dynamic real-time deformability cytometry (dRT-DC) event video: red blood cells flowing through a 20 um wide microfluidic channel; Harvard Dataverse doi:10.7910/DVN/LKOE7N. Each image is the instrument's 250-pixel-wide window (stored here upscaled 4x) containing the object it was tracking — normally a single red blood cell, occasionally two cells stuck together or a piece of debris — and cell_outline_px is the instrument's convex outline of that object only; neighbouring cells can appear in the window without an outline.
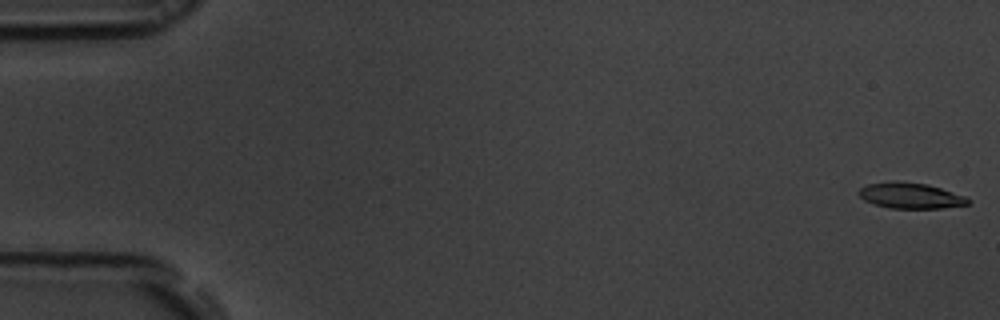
{"species": "common noctule bat (a hibernating species)", "species_latin": "Nyctalus noctula", "temperature_condition": "room temperature", "stored_images_in_passage": 52, "camera_frame_rate_fps": 3000, "um_per_image_px": 0.085, "animal": {"sex": "male", "body_mass_g": 19.5, "forearm_length_mm": 54.6}, "frame": {"image": 1, "passage_image": 1, "time_ms": 0.0, "image_size_px": [1000, 320], "cell_outline_px": [[972, 204], [944, 208], [888, 208], [864, 200], [856, 192], [860, 188], [868, 184], [892, 180], [900, 180], [928, 184], [964, 196], [972, 200]], "centroid_in_image_um": [77.4, 16.62], "position_along_channel_um": 7.6, "area_um2": 16.65}}
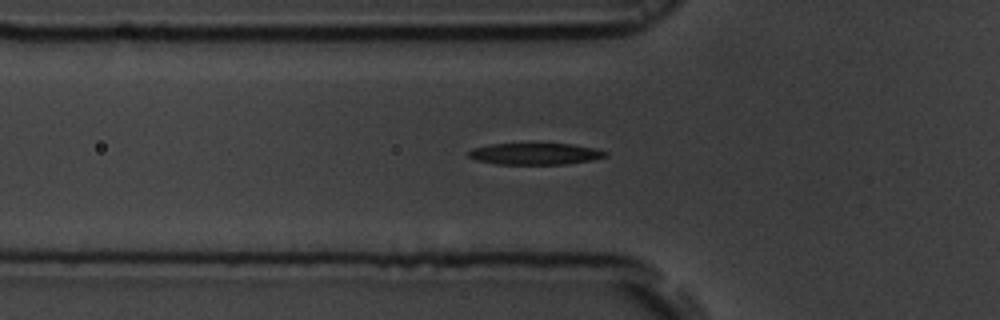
{"frame": {"image": 2, "passage_image": 19, "time_ms": 6.0, "image_size_px": [1000, 320], "cell_outline_px": [[608, 156], [592, 160], [568, 164], [496, 164], [476, 160], [468, 156], [468, 152], [472, 148], [492, 144], [572, 144], [596, 148], [608, 152]], "centroid_in_image_um": [45.52, 13.08], "position_along_channel_um": 80.3, "area_um2": 17.22}}
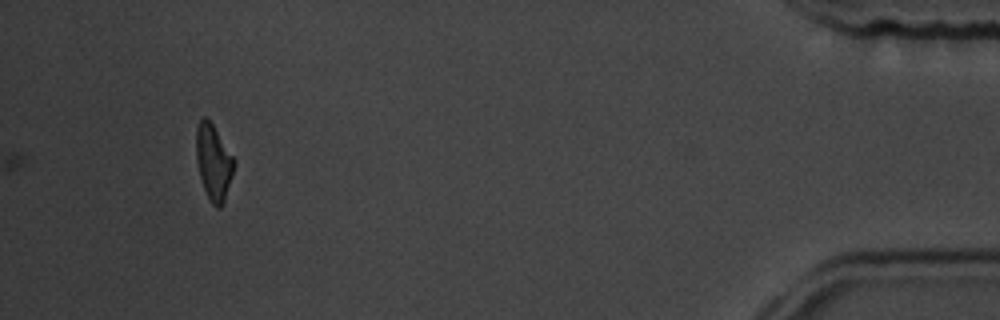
{"frame": {"image": 3, "passage_image": 52, "time_ms": 17.0, "image_size_px": [1000, 320], "cell_outline_px": [[236, 164], [224, 204], [220, 208], [216, 208], [212, 204], [204, 188], [200, 176], [196, 160], [196, 128], [200, 120], [204, 116], [212, 124], [236, 160]], "centroid_in_image_um": [18.17, 13.82], "position_along_channel_um": 417.0, "area_um2": 16.76}, "authors_computed_cell_mechanics": {"area_um2": 17.6001, "velocity_mm_per_s": 3.6966, "shape_relaxation_time_tau1_ms": 2.953, "shape_relaxation_time_tau2_ms": 5.1844, "deformation_change_tau1": 0.1588, "deformation_change_tau2": 0.1526}}